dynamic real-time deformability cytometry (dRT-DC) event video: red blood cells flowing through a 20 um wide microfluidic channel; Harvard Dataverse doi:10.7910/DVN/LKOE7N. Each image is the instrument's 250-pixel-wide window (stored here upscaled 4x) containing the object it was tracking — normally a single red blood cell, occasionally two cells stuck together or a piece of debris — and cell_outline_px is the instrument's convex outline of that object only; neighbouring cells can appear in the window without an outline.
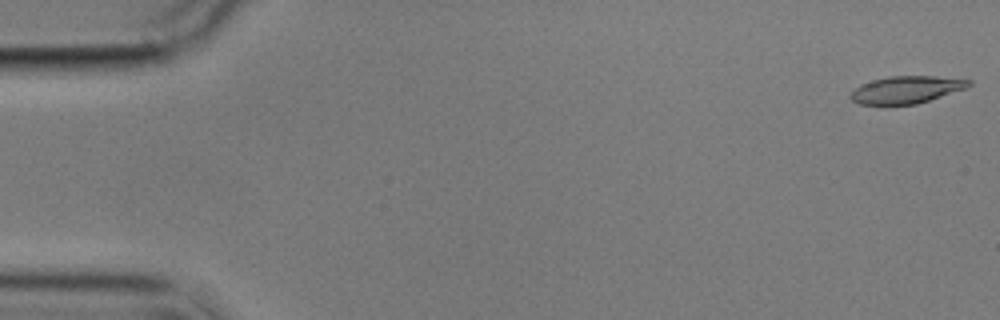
{"species": "common noctule bat (a hibernating species)", "species_latin": "Nyctalus noctula", "temperature_condition": "cold", "stored_images_in_passage": 5, "camera_frame_rate_fps": 3000, "um_per_image_px": 0.085, "animal": {"sex": "male", "body_mass_g": 17.9}, "frame": {"image": 1, "passage_image": 1, "time_ms": 0.0, "image_size_px": [1000, 320], "cell_outline_px": [[972, 84], [964, 88], [916, 104], [860, 104], [852, 100], [848, 96], [860, 84], [872, 80], [888, 76], [936, 76], [972, 80]], "centroid_in_image_um": [77.0, 7.61], "position_along_channel_um": 8.0, "area_um2": 18.5}}
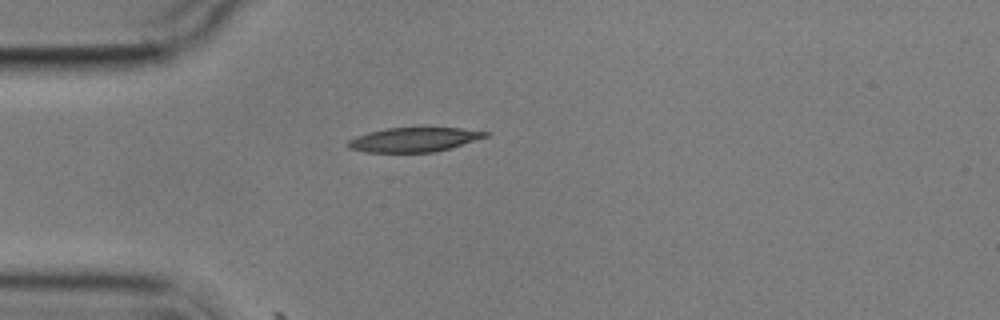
{"frame": {"image": 2, "passage_image": 5, "time_ms": 4.667, "image_size_px": [1000, 320], "cell_outline_px": [[492, 132], [488, 136], [436, 152], [368, 152], [348, 148], [348, 140], [356, 136], [368, 132], [388, 128], [460, 128]], "centroid_in_image_um": [35.19, 11.86], "position_along_channel_um": 49.8, "area_um2": 19.31}}